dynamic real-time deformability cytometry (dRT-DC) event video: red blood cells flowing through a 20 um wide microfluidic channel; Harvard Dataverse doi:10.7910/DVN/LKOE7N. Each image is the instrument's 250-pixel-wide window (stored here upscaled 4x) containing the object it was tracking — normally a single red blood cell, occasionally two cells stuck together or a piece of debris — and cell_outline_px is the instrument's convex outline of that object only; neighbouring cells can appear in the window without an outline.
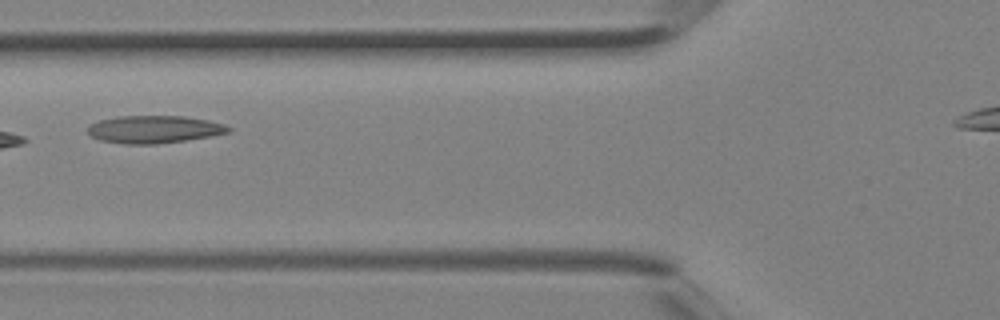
{"species": "Egyptian fruit bat (a non-hibernating species)", "species_latin": "Rousettus aegyptiacus", "temperature_condition": "room temperature", "stored_images_in_passage": 3, "camera_frame_rate_fps": 3000, "um_per_image_px": 0.085, "animal": {"sex": "female"}, "frame": {"image": 1, "passage_image": 3, "time_ms": 0.667, "image_size_px": [1000, 320], "cell_outline_px": [[232, 128], [228, 132], [208, 136], [184, 140], [156, 144], [124, 144], [100, 140], [92, 136], [88, 132], [88, 128], [92, 124], [100, 120], [116, 116], [184, 116], [208, 120], [224, 124]], "centroid_in_image_um": [13.09, 10.99], "position_along_channel_um": 112.7, "area_um2": 22.37}}